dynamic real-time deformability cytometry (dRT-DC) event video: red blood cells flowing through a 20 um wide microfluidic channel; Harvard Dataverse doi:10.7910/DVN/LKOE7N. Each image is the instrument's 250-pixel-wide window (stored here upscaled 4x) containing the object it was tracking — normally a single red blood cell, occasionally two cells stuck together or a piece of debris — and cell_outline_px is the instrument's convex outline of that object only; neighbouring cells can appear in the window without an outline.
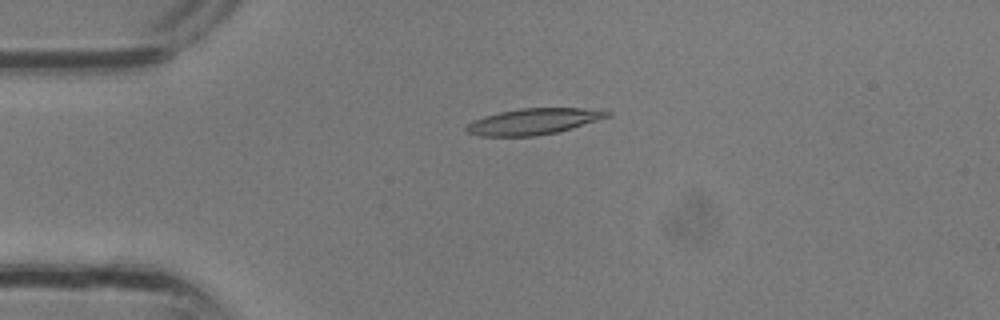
{"species": "common noctule bat (a hibernating species)", "species_latin": "Nyctalus noctula", "temperature_condition": "room temperature", "stored_images_in_passage": 33, "camera_frame_rate_fps": 3000, "um_per_image_px": 0.085, "animal": {"sex": "male", "body_mass_g": 13.3}, "frame": {"image": 1, "passage_image": 8, "time_ms": 2.333, "image_size_px": [1000, 320], "cell_outline_px": [[612, 116], [572, 128], [556, 132], [536, 136], [480, 136], [468, 132], [464, 128], [472, 120], [484, 116], [500, 112], [520, 108], [604, 108], [612, 112]], "centroid_in_image_um": [45.43, 10.31], "position_along_channel_um": 39.6, "area_um2": 21.68}}
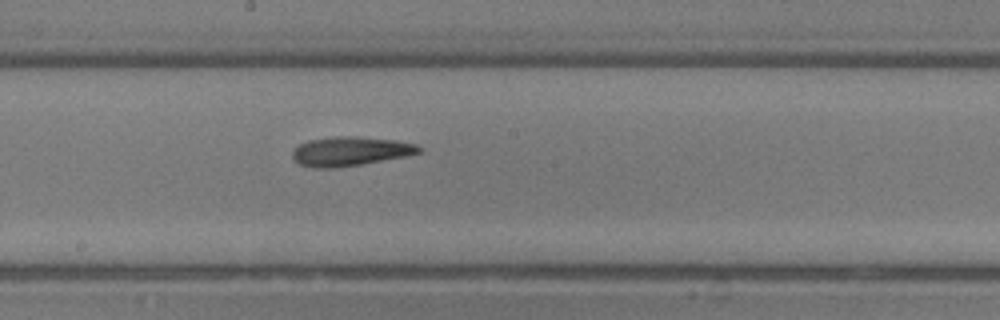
{"frame": {"image": 2, "passage_image": 18, "time_ms": 5.667, "image_size_px": [1000, 320], "cell_outline_px": [[424, 148], [420, 152], [404, 156], [360, 164], [332, 168], [312, 168], [300, 164], [292, 160], [292, 152], [300, 144], [308, 140], [336, 136], [356, 136], [396, 140], [416, 144]], "centroid_in_image_um": [29.75, 12.85], "position_along_channel_um": 218.5, "area_um2": 21.44}}
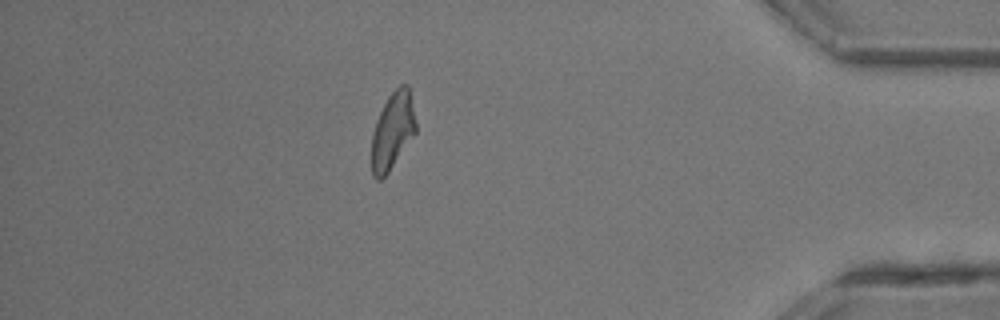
{"frame": {"image": 3, "passage_image": 29, "time_ms": 9.333, "image_size_px": [1000, 320], "cell_outline_px": [[416, 132], [388, 172], [380, 180], [376, 180], [372, 176], [372, 132], [376, 120], [388, 96], [400, 84], [408, 84], [416, 124]], "centroid_in_image_um": [33.36, 11.12], "position_along_channel_um": 401.8, "area_um2": 19.59}}